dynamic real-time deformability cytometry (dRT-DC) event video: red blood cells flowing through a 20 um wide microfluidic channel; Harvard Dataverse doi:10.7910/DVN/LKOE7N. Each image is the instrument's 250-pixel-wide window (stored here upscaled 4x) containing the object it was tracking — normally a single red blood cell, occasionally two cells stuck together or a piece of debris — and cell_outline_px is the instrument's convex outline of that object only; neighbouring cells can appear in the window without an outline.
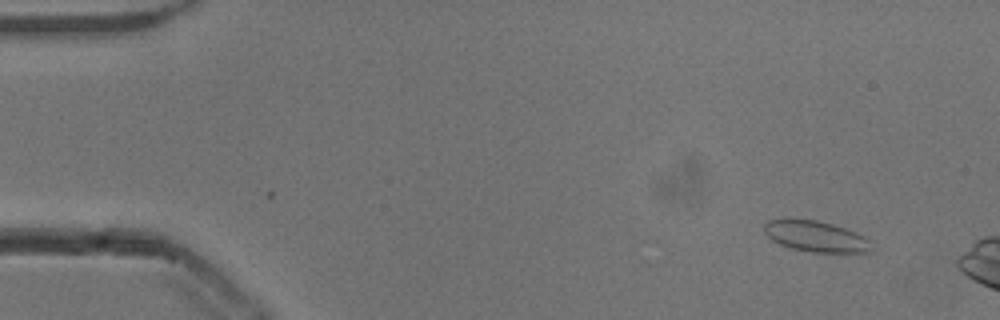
{"species": "common noctule bat (a hibernating species)", "species_latin": "Nyctalus noctula", "temperature_condition": "cold", "stored_images_in_passage": 14, "camera_frame_rate_fps": 3000, "um_per_image_px": 0.085, "animal": {"sex": "male", "body_mass_g": 13.3}, "frame": {"image": 1, "passage_image": 3, "time_ms": 0.667, "image_size_px": [1000, 320], "cell_outline_px": [[876, 248], [872, 252], [812, 252], [788, 248], [772, 240], [764, 232], [764, 224], [768, 220], [784, 216], [788, 216], [816, 220], [832, 224], [856, 232], [864, 236]], "centroid_in_image_um": [69.3, 20.06], "position_along_channel_um": 15.7, "area_um2": 20.0}}